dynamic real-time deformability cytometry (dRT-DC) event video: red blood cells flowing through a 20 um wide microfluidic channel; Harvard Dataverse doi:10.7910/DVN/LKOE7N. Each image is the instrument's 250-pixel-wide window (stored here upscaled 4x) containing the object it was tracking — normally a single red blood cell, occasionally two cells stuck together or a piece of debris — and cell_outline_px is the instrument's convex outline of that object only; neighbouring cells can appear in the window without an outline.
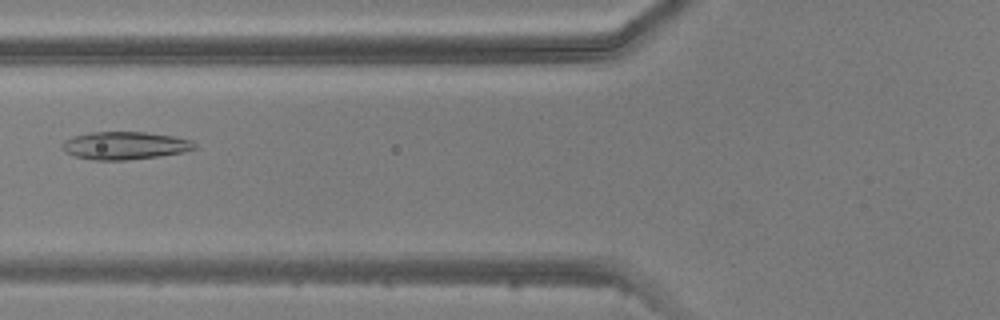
{"species": "common noctule bat (a hibernating species)", "species_latin": "Nyctalus noctula", "temperature_condition": "warm", "stored_images_in_passage": 5, "camera_frame_rate_fps": 3000, "um_per_image_px": 0.085, "animal": {"sex": "male", "body_mass_g": 20.5, "forearm_length_mm": 52.5}, "frame": {"image": 1, "passage_image": 5, "time_ms": 5.667, "image_size_px": [1000, 320], "cell_outline_px": [[196, 148], [184, 152], [160, 156], [124, 160], [96, 160], [72, 156], [64, 152], [64, 140], [72, 136], [88, 132], [144, 132], [172, 136], [192, 140], [196, 144]], "centroid_in_image_um": [10.61, 12.37], "position_along_channel_um": 115.2, "area_um2": 21.44}}